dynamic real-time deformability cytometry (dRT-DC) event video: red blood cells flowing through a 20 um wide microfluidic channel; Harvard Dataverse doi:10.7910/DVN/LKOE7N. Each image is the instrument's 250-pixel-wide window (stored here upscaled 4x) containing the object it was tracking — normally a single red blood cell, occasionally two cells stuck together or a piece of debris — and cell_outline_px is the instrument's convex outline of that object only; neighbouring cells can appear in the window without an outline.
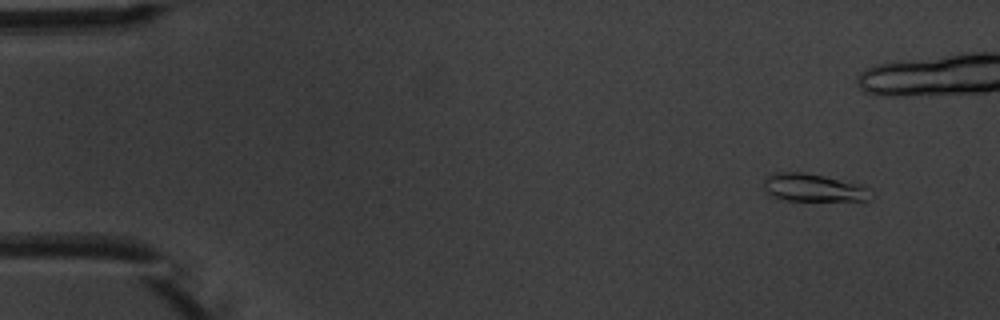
{"species": "common noctule bat (a hibernating species)", "species_latin": "Nyctalus noctula", "temperature_condition": "warm", "stored_images_in_passage": 4, "camera_frame_rate_fps": 3000, "um_per_image_px": 0.085, "animal": {"sex": "male", "body_mass_g": 20.1, "forearm_length_mm": 53.5}, "frame": {"image": 1, "passage_image": 1, "time_ms": 0.0, "image_size_px": [1000, 320], "cell_outline_px": [[876, 196], [872, 200], [864, 204], [780, 200], [772, 196], [764, 188], [764, 180], [768, 176], [776, 172], [804, 172], [864, 184]], "centroid_in_image_um": [69.36, 16.04], "position_along_channel_um": 15.6, "area_um2": 18.9}}